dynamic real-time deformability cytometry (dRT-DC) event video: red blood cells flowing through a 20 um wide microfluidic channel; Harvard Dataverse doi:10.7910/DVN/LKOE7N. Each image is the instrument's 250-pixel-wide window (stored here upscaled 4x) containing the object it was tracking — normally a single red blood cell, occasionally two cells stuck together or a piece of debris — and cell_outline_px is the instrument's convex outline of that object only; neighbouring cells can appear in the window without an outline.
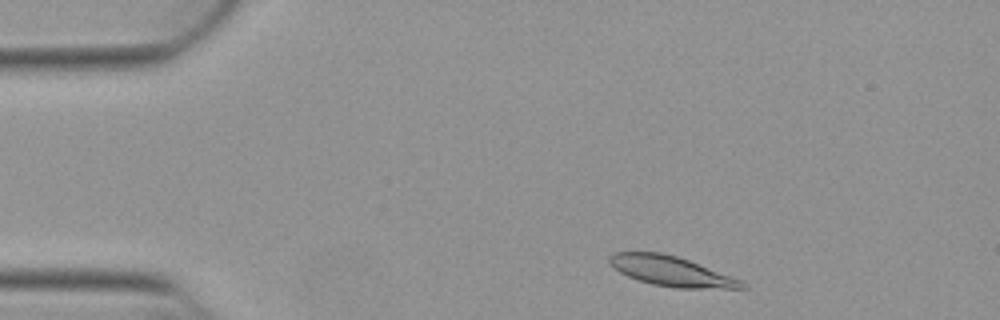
{"species": "Egyptian fruit bat (a non-hibernating species)", "species_latin": "Rousettus aegyptiacus", "temperature_condition": "warm", "stored_images_in_passage": 47, "camera_frame_rate_fps": 3000, "um_per_image_px": 0.085, "animal": {"sex": "female"}, "frame": {"image": 1, "passage_image": 3, "time_ms": 0.667, "image_size_px": [1000, 320], "cell_outline_px": [[748, 288], [676, 288], [652, 284], [628, 276], [612, 268], [608, 264], [608, 256], [612, 252], [660, 252], [676, 256], [688, 260], [740, 280]], "centroid_in_image_um": [56.95, 23.04], "position_along_channel_um": 28.0, "area_um2": 22.77}}
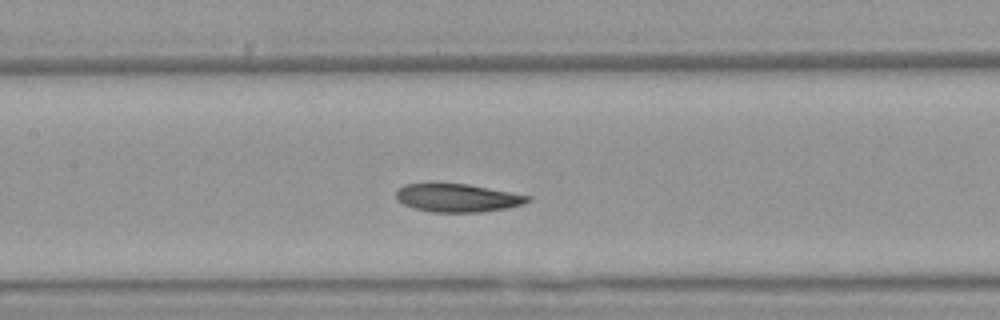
{"frame": {"image": 2, "passage_image": 19, "time_ms": 6.0, "image_size_px": [1000, 320], "cell_outline_px": [[532, 200], [524, 204], [508, 208], [480, 212], [432, 212], [416, 208], [404, 204], [396, 200], [396, 188], [404, 184], [428, 180], [436, 180], [468, 184], [532, 196]], "centroid_in_image_um": [38.82, 16.76], "position_along_channel_um": 168.6, "area_um2": 22.66}}
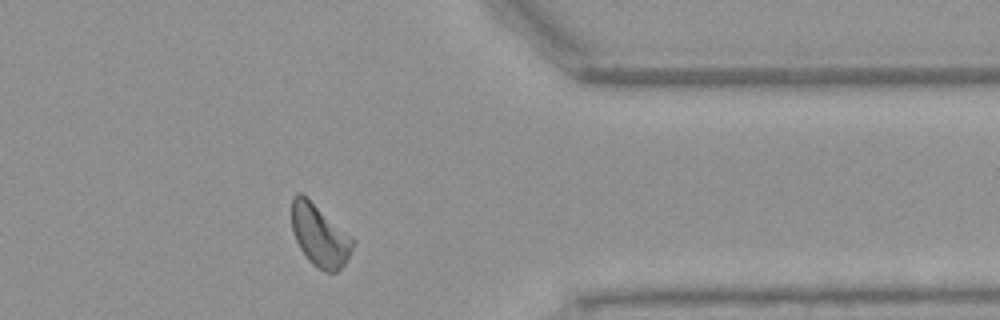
{"frame": {"image": 3, "passage_image": 37, "time_ms": 12.0, "image_size_px": [1000, 320], "cell_outline_px": [[356, 240], [344, 264], [336, 272], [324, 272], [316, 268], [308, 260], [300, 248], [292, 232], [292, 196], [296, 192], [300, 192], [352, 236]], "centroid_in_image_um": [27.16, 20.03], "position_along_channel_um": 384.2, "area_um2": 21.91}, "authors_computed_cell_mechanics": {"area_um2": 22.4842, "velocity_mm_per_s": 3.8374, "shape_relaxation_time_tau1_ms": 3.0596, "shape_relaxation_time_tau2_ms": 3.1676, "deformation_change_tau1": 0.1381, "deformation_change_tau2": 0.0919}}